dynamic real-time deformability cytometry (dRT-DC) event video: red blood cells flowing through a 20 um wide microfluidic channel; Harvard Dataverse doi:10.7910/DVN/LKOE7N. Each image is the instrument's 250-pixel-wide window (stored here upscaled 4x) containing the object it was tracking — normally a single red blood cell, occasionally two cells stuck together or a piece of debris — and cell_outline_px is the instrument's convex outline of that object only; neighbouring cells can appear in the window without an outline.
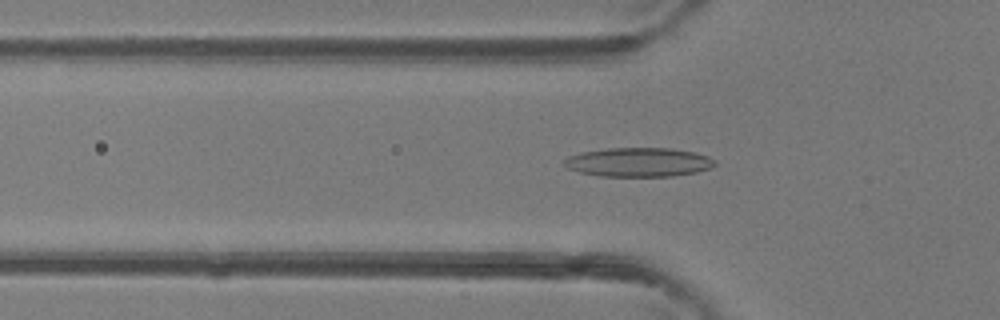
{"species": "common noctule bat (a hibernating species)", "species_latin": "Nyctalus noctula", "temperature_condition": "room temperature", "stored_images_in_passage": 31, "camera_frame_rate_fps": 3000, "um_per_image_px": 0.085, "animal": {"sex": "female"}, "frame": {"image": 1, "passage_image": 7, "time_ms": 2.0, "image_size_px": [1000, 320], "cell_outline_px": [[716, 164], [712, 168], [696, 172], [672, 176], [600, 176], [580, 172], [568, 168], [564, 164], [564, 160], [568, 156], [580, 152], [608, 148], [672, 148], [696, 152], [708, 156], [716, 160]], "centroid_in_image_um": [54.31, 13.78], "position_along_channel_um": 71.5, "area_um2": 25.66}}
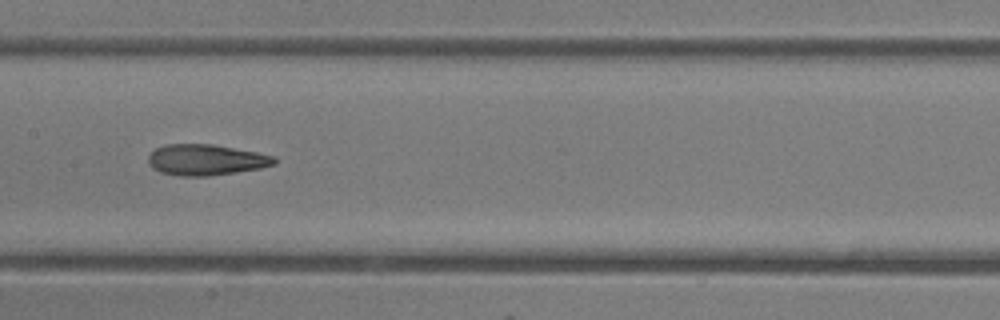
{"frame": {"image": 2, "passage_image": 15, "time_ms": 4.667, "image_size_px": [1000, 320], "cell_outline_px": [[276, 164], [260, 168], [236, 172], [208, 176], [180, 176], [160, 172], [152, 168], [148, 164], [148, 156], [156, 148], [164, 144], [212, 144], [256, 152], [276, 156]], "centroid_in_image_um": [17.49, 13.59], "position_along_channel_um": 189.9, "area_um2": 22.77}}
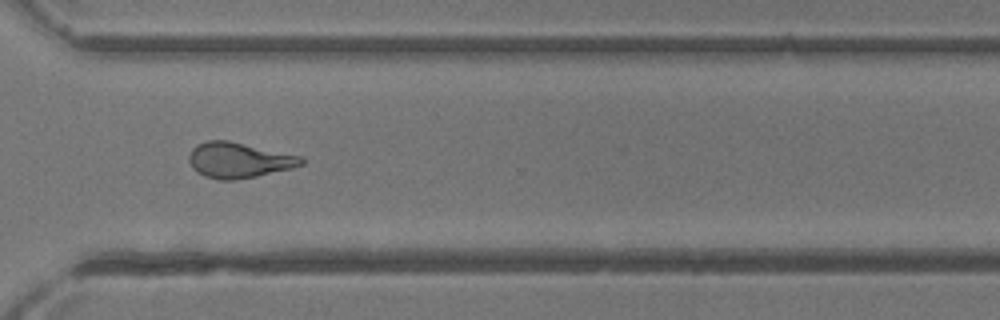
{"frame": {"image": 3, "passage_image": 26, "time_ms": 8.333, "image_size_px": [1000, 320], "cell_outline_px": [[304, 164], [292, 168], [256, 176], [236, 180], [220, 180], [204, 176], [196, 172], [192, 168], [188, 160], [188, 156], [192, 148], [196, 144], [208, 140], [228, 140], [304, 156]], "centroid_in_image_um": [20.29, 13.61], "position_along_channel_um": 350.3, "area_um2": 23.52}, "authors_computed_cell_mechanics": {"area_um2": 22.7154, "velocity_mm_per_s": 4.3871, "shape_relaxation_time_tau1_ms": 10.1554, "shape_relaxation_time_tau2_ms": 2.4033, "deformation_change_tau1": 0.282, "deformation_change_tau2": 0.1227}}